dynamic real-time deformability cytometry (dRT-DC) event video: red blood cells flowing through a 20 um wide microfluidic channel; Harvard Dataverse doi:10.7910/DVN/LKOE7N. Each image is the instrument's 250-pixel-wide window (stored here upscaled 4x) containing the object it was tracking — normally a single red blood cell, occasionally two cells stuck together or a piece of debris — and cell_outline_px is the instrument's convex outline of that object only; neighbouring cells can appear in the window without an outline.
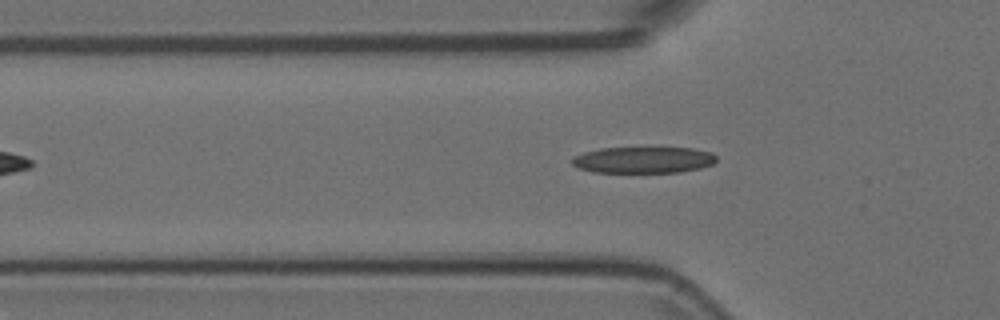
{"species": "Egyptian fruit bat (a non-hibernating species)", "species_latin": "Rousettus aegyptiacus", "temperature_condition": "room temperature", "stored_images_in_passage": 45, "camera_frame_rate_fps": 3000, "um_per_image_px": 0.085, "animal": {"sex": "female"}, "frame": {"image": 1, "passage_image": 12, "time_ms": 3.667, "image_size_px": [1000, 320], "cell_outline_px": [[716, 160], [712, 164], [700, 168], [680, 172], [592, 172], [576, 168], [572, 164], [572, 156], [584, 152], [600, 148], [692, 148], [712, 152], [716, 156]], "centroid_in_image_um": [54.65, 13.59], "position_along_channel_um": 71.1, "area_um2": 22.25}}
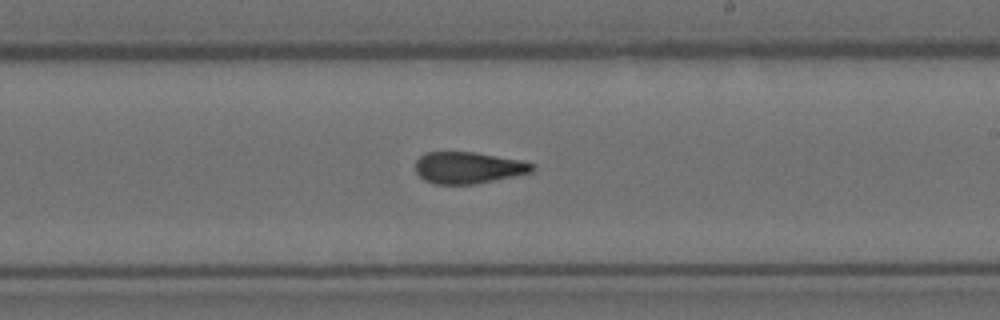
{"frame": {"image": 2, "passage_image": 26, "time_ms": 8.333, "image_size_px": [1000, 320], "cell_outline_px": [[536, 168], [532, 172], [476, 184], [436, 184], [424, 180], [416, 172], [416, 160], [424, 152], [476, 152], [520, 160], [536, 164]], "centroid_in_image_um": [39.81, 14.25], "position_along_channel_um": 249.2, "area_um2": 21.62}}
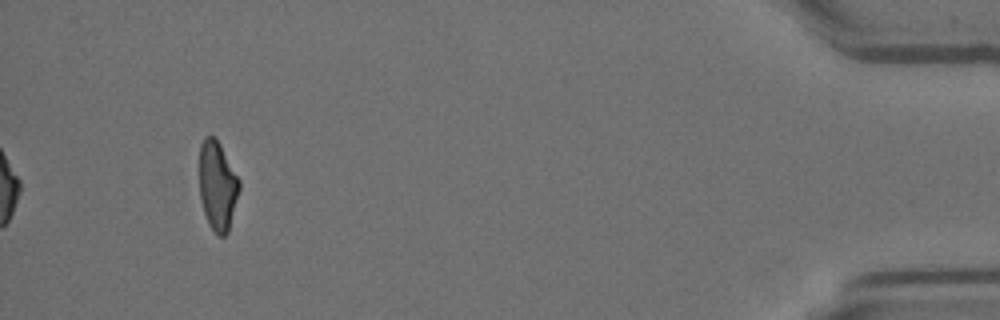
{"frame": {"image": 3, "passage_image": 45, "time_ms": 14.667, "image_size_px": [1000, 320], "cell_outline_px": [[240, 188], [228, 232], [224, 236], [220, 236], [208, 224], [204, 212], [200, 196], [200, 144], [204, 136], [212, 136], [220, 144], [240, 180]], "centroid_in_image_um": [18.49, 15.78], "position_along_channel_um": 416.7, "area_um2": 20.52}}